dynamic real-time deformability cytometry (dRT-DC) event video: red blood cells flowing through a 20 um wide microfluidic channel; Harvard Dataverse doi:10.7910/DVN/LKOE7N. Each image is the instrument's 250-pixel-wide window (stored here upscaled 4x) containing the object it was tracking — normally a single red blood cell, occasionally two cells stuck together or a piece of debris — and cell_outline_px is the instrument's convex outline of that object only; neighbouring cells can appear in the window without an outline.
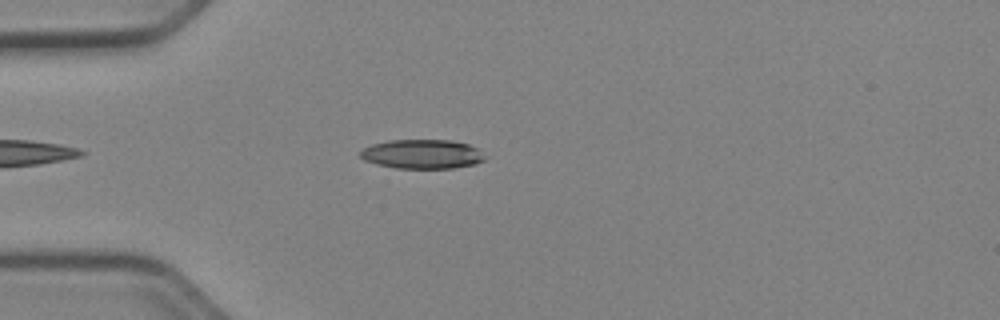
{"species": "Egyptian fruit bat (a non-hibernating species)", "species_latin": "Rousettus aegyptiacus", "temperature_condition": "cold", "stored_images_in_passage": 37, "camera_frame_rate_fps": 3000, "um_per_image_px": 0.085, "animal": {"sex": "female"}, "frame": {"image": 1, "passage_image": 5, "time_ms": 1.333, "image_size_px": [1000, 320], "cell_outline_px": [[484, 160], [476, 164], [452, 168], [396, 168], [376, 164], [364, 160], [360, 156], [360, 152], [364, 148], [372, 144], [388, 140], [452, 140], [468, 144], [476, 148]], "centroid_in_image_um": [35.84, 13.09], "position_along_channel_um": 49.2, "area_um2": 21.04}}
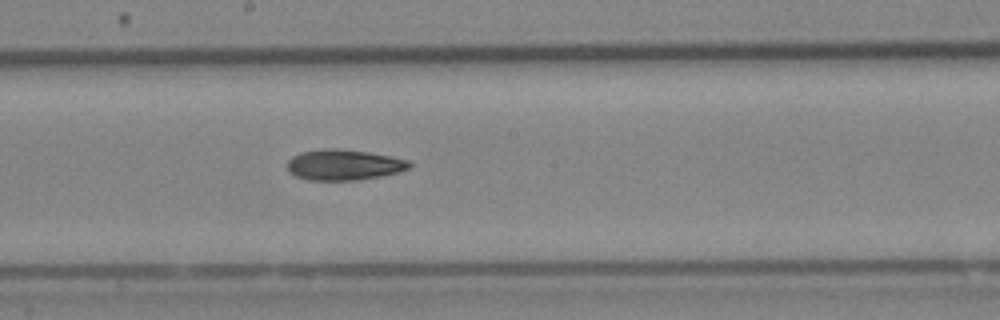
{"frame": {"image": 2, "passage_image": 19, "time_ms": 6.0, "image_size_px": [1000, 320], "cell_outline_px": [[412, 164], [408, 168], [400, 172], [380, 176], [356, 180], [308, 180], [296, 176], [288, 172], [288, 160], [292, 156], [300, 152], [324, 148], [332, 148], [368, 152], [392, 156], [408, 160]], "centroid_in_image_um": [29.21, 14.01], "position_along_channel_um": 219.0, "area_um2": 21.85}}
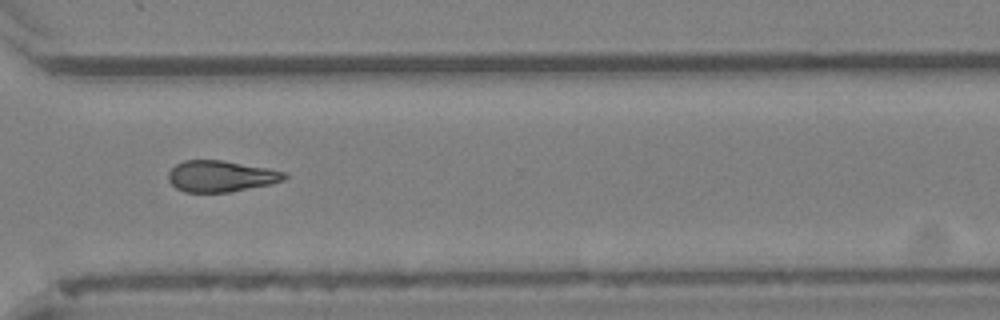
{"frame": {"image": 3, "passage_image": 29, "time_ms": 9.333, "image_size_px": [1000, 320], "cell_outline_px": [[288, 176], [284, 180], [268, 184], [228, 192], [184, 192], [176, 188], [168, 180], [168, 172], [176, 164], [184, 160], [220, 160], [268, 168], [284, 172]], "centroid_in_image_um": [18.73, 14.97], "position_along_channel_um": 351.9, "area_um2": 20.92}, "authors_computed_cell_mechanics": {"area_um2": 21.1548, "velocity_mm_per_s": 3.9723, "shape_relaxation_time_tau1_ms": 5.837, "shape_relaxation_time_tau2_ms": null, "deformation_change_tau1": 0.1207, "deformation_change_tau2": null}}